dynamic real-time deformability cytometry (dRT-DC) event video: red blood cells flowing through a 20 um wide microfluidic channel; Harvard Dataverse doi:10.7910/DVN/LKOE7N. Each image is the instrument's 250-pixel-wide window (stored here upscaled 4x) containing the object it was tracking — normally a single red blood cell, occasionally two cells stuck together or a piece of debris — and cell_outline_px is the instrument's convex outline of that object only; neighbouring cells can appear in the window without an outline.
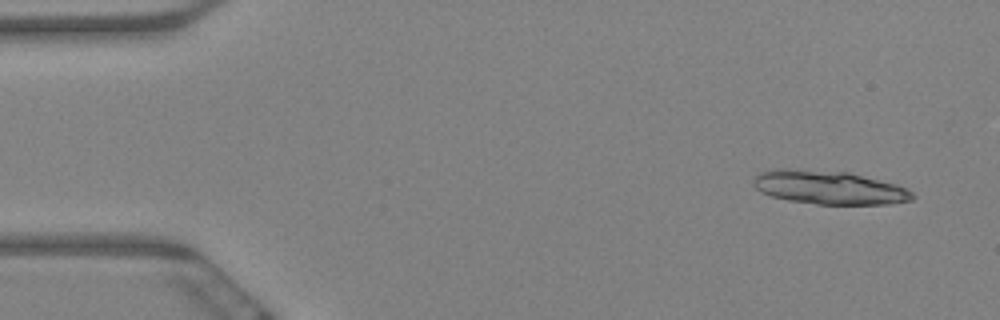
{"species": "Egyptian fruit bat (a non-hibernating species)", "species_latin": "Rousettus aegyptiacus", "temperature_condition": "warm", "stored_images_in_passage": 19, "camera_frame_rate_fps": 3000, "um_per_image_px": 0.085, "animal": {"sex": "female"}, "frame": {"image": 1, "passage_image": 1, "time_ms": 0.0, "image_size_px": [1000, 320], "cell_outline_px": [[916, 196], [912, 200], [888, 204], [816, 204], [788, 200], [772, 196], [760, 192], [752, 184], [752, 180], [760, 172], [768, 168], [784, 168], [848, 172], [896, 184], [908, 188]], "centroid_in_image_um": [70.44, 15.93], "position_along_channel_um": 14.6, "area_um2": 31.33}}